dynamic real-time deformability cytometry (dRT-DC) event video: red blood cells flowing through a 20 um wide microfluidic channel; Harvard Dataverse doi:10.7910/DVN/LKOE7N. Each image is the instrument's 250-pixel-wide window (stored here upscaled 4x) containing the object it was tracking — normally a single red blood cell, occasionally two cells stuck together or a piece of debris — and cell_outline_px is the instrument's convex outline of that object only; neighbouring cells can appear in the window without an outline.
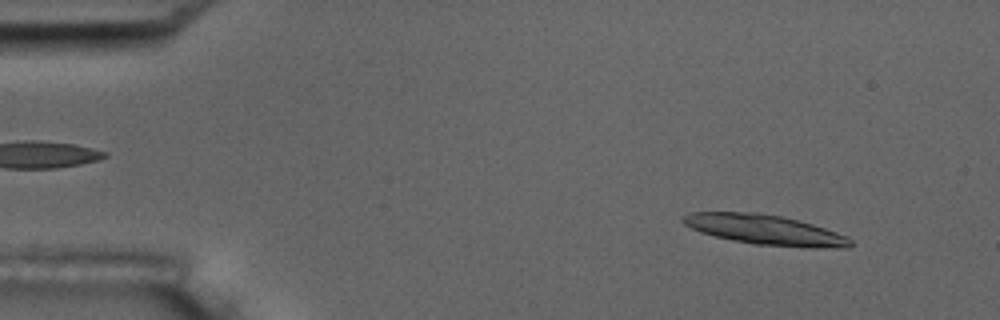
{"species": "common noctule bat (a hibernating species)", "species_latin": "Nyctalus noctula", "temperature_condition": "room temperature", "stored_images_in_passage": 3, "camera_frame_rate_fps": 3000, "um_per_image_px": 0.085, "animal": {"sex": "male", "body_mass_g": 17.5, "forearm_length_mm": 52.3}, "frame": {"image": 1, "passage_image": 1, "time_ms": 0.0, "image_size_px": [1000, 320], "cell_outline_px": [[852, 244], [848, 248], [812, 248], [756, 244], [732, 240], [700, 232], [684, 224], [680, 220], [680, 216], [688, 212], [756, 212], [780, 216], [812, 224], [848, 236], [852, 240]], "centroid_in_image_um": [65.01, 19.53], "position_along_channel_um": 20.0, "area_um2": 29.25}}